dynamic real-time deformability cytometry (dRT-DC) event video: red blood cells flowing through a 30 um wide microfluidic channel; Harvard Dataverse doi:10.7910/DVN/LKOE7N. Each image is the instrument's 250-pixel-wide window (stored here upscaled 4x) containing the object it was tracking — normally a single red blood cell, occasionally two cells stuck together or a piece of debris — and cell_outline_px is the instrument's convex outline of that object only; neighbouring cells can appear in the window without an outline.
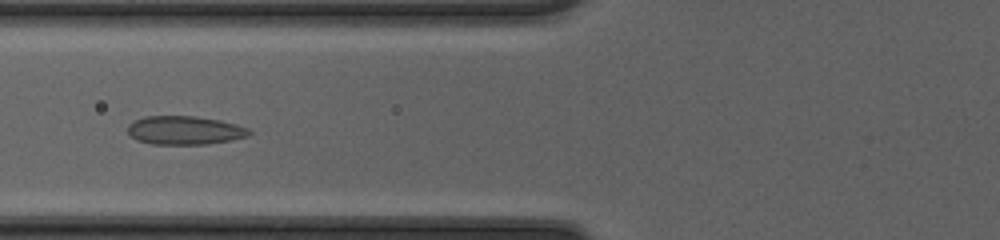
{"species": "common noctule bat (a hibernating species)", "species_latin": "Nyctalus noctula", "temperature_condition": "cold", "stored_images_in_passage": 33, "camera_frame_rate_fps": 3000, "um_per_image_px": 0.085, "animal": {"sex": "female", "body_mass_g": 20.0, "forearm_length_mm": 54.0}, "frame": {"image": 1, "passage_image": 10, "time_ms": 3.0, "image_size_px": [1000, 240], "cell_outline_px": [[252, 132], [248, 136], [232, 140], [208, 144], [152, 144], [136, 140], [128, 132], [128, 124], [144, 116], [196, 116], [220, 120], [236, 124], [248, 128]], "centroid_in_image_um": [15.71, 11.07], "position_along_channel_um": 110.1, "area_um2": 20.29}}
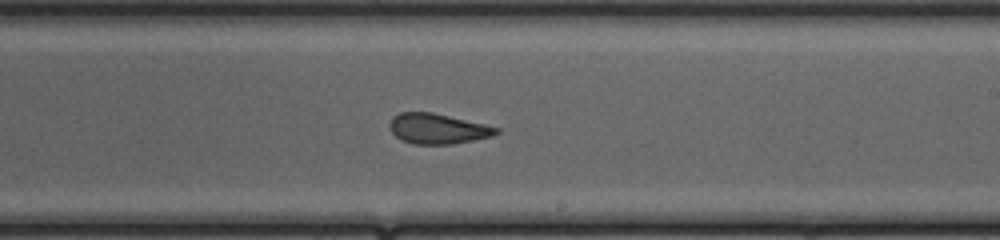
{"frame": {"image": 2, "passage_image": 20, "time_ms": 6.333, "image_size_px": [1000, 240], "cell_outline_px": [[500, 132], [492, 136], [452, 144], [412, 144], [400, 140], [388, 128], [388, 124], [392, 116], [400, 112], [432, 112], [484, 124], [500, 128]], "centroid_in_image_um": [37.15, 10.94], "position_along_channel_um": 251.8, "area_um2": 18.9}}
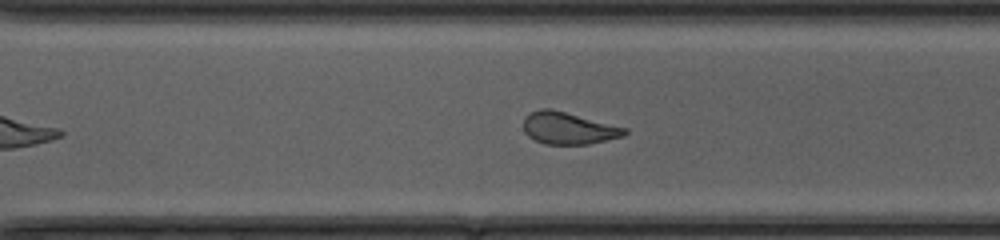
{"frame": {"image": 3, "passage_image": 25, "time_ms": 8.0, "image_size_px": [1000, 240], "cell_outline_px": [[628, 132], [624, 136], [588, 144], [544, 144], [528, 136], [524, 132], [524, 116], [540, 108], [548, 108], [628, 128]], "centroid_in_image_um": [48.31, 10.9], "position_along_channel_um": 322.3, "area_um2": 18.73}, "authors_computed_cell_mechanics": {"area_um2": 19.8832, "velocity_mm_per_s": 4.2435, "shape_relaxation_time_tau1_ms": null, "shape_relaxation_time_tau2_ms": 1.2567, "deformation_change_tau1": null, "deformation_change_tau2": 0.0802}}